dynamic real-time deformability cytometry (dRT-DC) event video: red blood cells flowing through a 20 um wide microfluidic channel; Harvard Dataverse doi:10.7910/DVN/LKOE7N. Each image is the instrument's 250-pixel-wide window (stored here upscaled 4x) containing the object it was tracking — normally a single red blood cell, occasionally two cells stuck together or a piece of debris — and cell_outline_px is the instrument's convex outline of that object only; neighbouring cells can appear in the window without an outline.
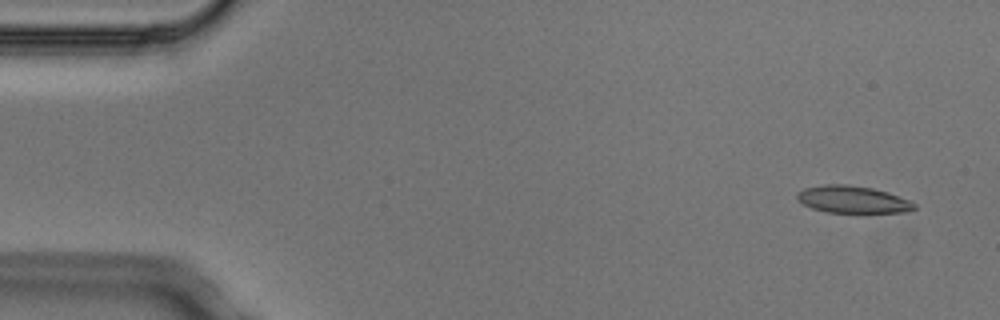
{"species": "Egyptian fruit bat (a non-hibernating species)", "species_latin": "Rousettus aegyptiacus", "temperature_condition": "cold", "stored_images_in_passage": 6, "camera_frame_rate_fps": 3000, "um_per_image_px": 0.085, "animal": {"sex": "male"}, "frame": {"image": 1, "passage_image": 1, "time_ms": 0.0, "image_size_px": [1000, 320], "cell_outline_px": [[916, 208], [908, 212], [828, 212], [812, 208], [796, 200], [796, 192], [804, 188], [824, 184], [848, 184], [872, 188], [888, 192], [908, 200], [916, 204]], "centroid_in_image_um": [72.44, 16.94], "position_along_channel_um": 12.6, "area_um2": 18.55}}
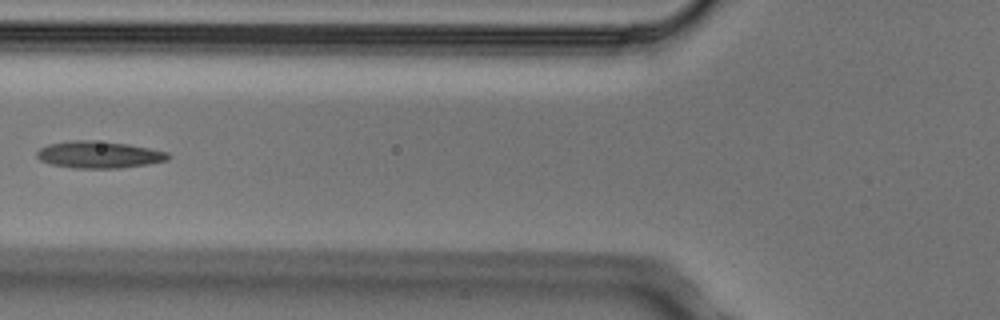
{"frame": {"image": 2, "passage_image": 5, "time_ms": 1.333, "image_size_px": [1000, 320], "cell_outline_px": [[172, 156], [168, 160], [148, 164], [120, 168], [76, 168], [52, 164], [40, 160], [36, 156], [36, 152], [40, 148], [48, 144], [72, 140], [92, 140], [128, 144], [168, 152]], "centroid_in_image_um": [8.42, 13.14], "position_along_channel_um": 117.4, "area_um2": 20.58}}
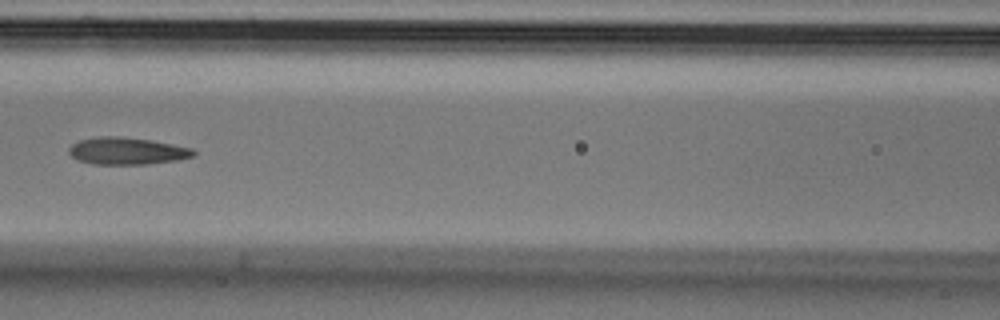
{"frame": {"image": 3, "passage_image": 6, "time_ms": 1.667, "image_size_px": [1000, 320], "cell_outline_px": [[196, 156], [176, 160], [148, 164], [92, 164], [76, 160], [68, 152], [68, 148], [72, 144], [80, 140], [96, 136], [120, 136], [152, 140], [192, 148], [196, 152]], "centroid_in_image_um": [10.78, 12.83], "position_along_channel_um": 155.8, "area_um2": 19.88}}